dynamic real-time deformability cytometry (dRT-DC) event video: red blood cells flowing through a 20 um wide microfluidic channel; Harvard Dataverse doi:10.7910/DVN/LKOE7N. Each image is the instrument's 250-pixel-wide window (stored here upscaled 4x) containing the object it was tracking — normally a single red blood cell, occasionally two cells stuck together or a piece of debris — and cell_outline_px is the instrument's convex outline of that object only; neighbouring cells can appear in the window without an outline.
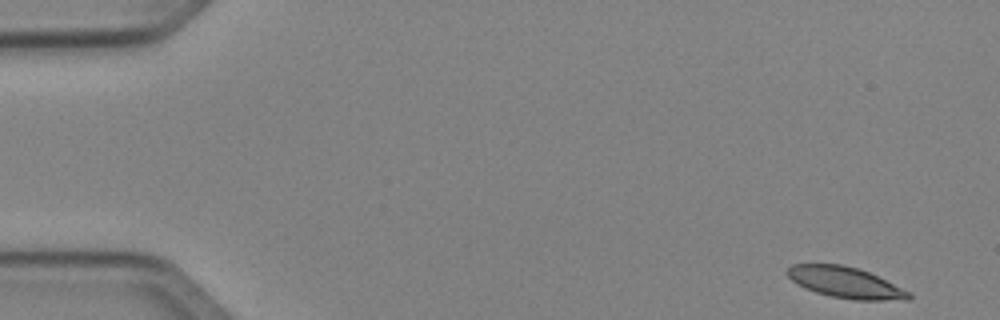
{"species": "Egyptian fruit bat (a non-hibernating species)", "species_latin": "Rousettus aegyptiacus", "temperature_condition": "cold", "stored_images_in_passage": 14, "camera_frame_rate_fps": 3000, "um_per_image_px": 0.085, "animal": {"sex": "female"}, "frame": {"image": 1, "passage_image": 1, "time_ms": 0.0, "image_size_px": [1000, 320], "cell_outline_px": [[912, 296], [908, 300], [856, 300], [832, 296], [816, 292], [804, 288], [796, 284], [784, 272], [792, 264], [840, 264], [856, 268], [868, 272], [912, 292]], "centroid_in_image_um": [71.86, 24.01], "position_along_channel_um": 13.1, "area_um2": 21.91}}
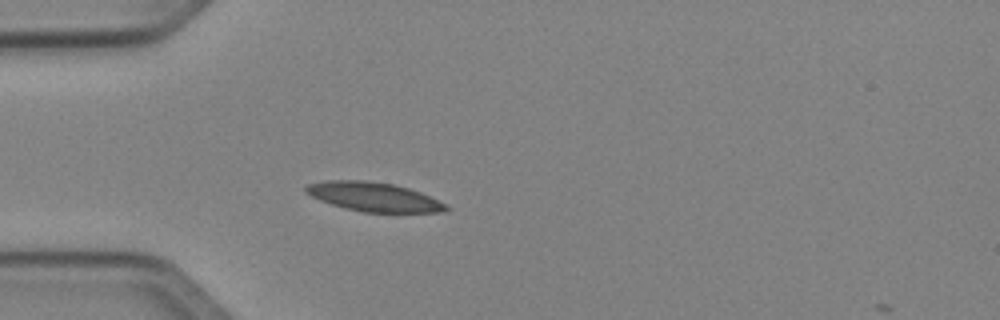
{"frame": {"image": 2, "passage_image": 13, "time_ms": 4.0, "image_size_px": [1000, 320], "cell_outline_px": [[452, 208], [440, 212], [364, 212], [344, 208], [320, 200], [304, 192], [304, 188], [308, 184], [324, 180], [368, 180], [392, 184], [408, 188], [420, 192]], "centroid_in_image_um": [31.72, 16.72], "position_along_channel_um": 53.3, "area_um2": 23.58}}